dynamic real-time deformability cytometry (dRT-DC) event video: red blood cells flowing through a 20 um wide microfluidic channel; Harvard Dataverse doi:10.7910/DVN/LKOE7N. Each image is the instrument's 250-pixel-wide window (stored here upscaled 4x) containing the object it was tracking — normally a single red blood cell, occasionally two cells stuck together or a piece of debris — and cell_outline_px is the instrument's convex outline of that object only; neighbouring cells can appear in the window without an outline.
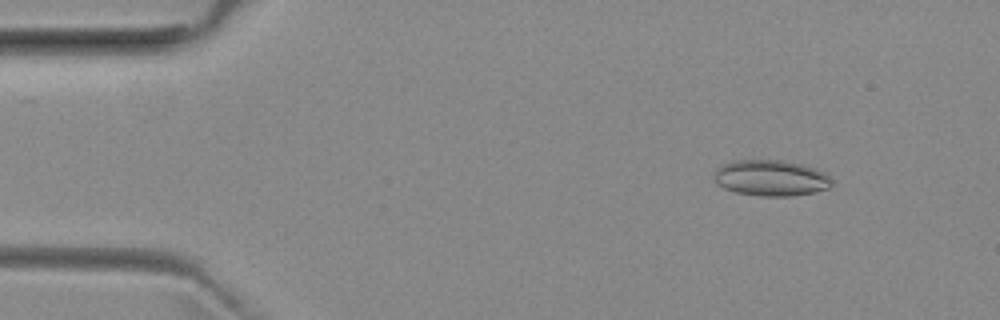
{"species": "common noctule bat (a hibernating species)", "species_latin": "Nyctalus noctula", "temperature_condition": "room temperature", "stored_images_in_passage": 52, "camera_frame_rate_fps": 3000, "um_per_image_px": 0.085, "animal": {"sex": "female", "body_mass_g": 29.2, "forearm_length_mm": 56.3}, "frame": {"image": 1, "passage_image": 6, "time_ms": 1.667, "image_size_px": [1000, 320], "cell_outline_px": [[832, 184], [828, 188], [812, 192], [792, 196], [760, 196], [736, 192], [724, 188], [716, 180], [716, 168], [720, 164], [736, 160], [780, 160], [800, 164], [816, 168], [824, 172], [832, 180]], "centroid_in_image_um": [65.54, 15.12], "position_along_channel_um": 19.5, "area_um2": 24.45}}
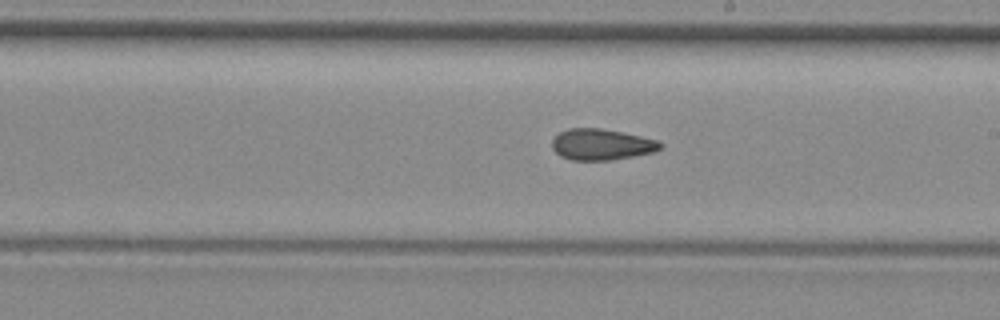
{"frame": {"image": 2, "passage_image": 29, "time_ms": 9.333, "image_size_px": [1000, 320], "cell_outline_px": [[664, 144], [660, 148], [652, 152], [612, 160], [572, 160], [560, 156], [552, 148], [552, 140], [560, 132], [568, 128], [600, 128], [624, 132], [656, 140]], "centroid_in_image_um": [51.1, 12.27], "position_along_channel_um": 237.9, "area_um2": 19.54}}
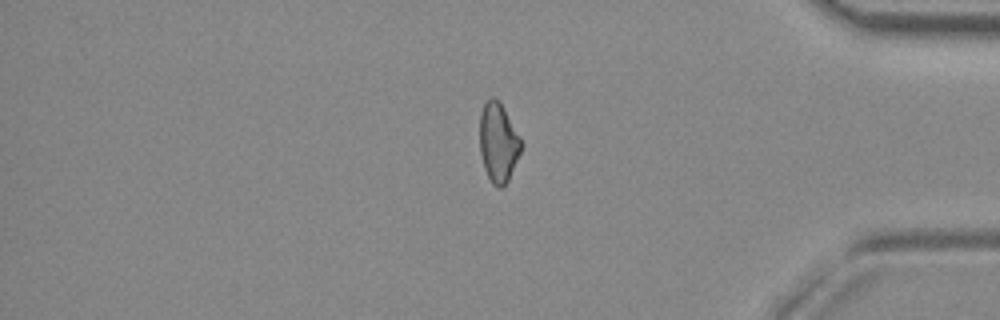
{"frame": {"image": 3, "passage_image": 43, "time_ms": 14.0, "image_size_px": [1000, 320], "cell_outline_px": [[524, 144], [508, 180], [500, 188], [492, 184], [484, 168], [480, 152], [480, 112], [484, 104], [492, 96], [500, 104], [520, 136]], "centroid_in_image_um": [42.35, 12.14], "position_along_channel_um": 392.8, "area_um2": 18.84}, "authors_computed_cell_mechanics": {"area_um2": 20.1144, "velocity_mm_per_s": 3.9754, "shape_relaxation_time_tau1_ms": null, "shape_relaxation_time_tau2_ms": 3.1889, "deformation_change_tau1": null, "deformation_change_tau2": 0.0977}}